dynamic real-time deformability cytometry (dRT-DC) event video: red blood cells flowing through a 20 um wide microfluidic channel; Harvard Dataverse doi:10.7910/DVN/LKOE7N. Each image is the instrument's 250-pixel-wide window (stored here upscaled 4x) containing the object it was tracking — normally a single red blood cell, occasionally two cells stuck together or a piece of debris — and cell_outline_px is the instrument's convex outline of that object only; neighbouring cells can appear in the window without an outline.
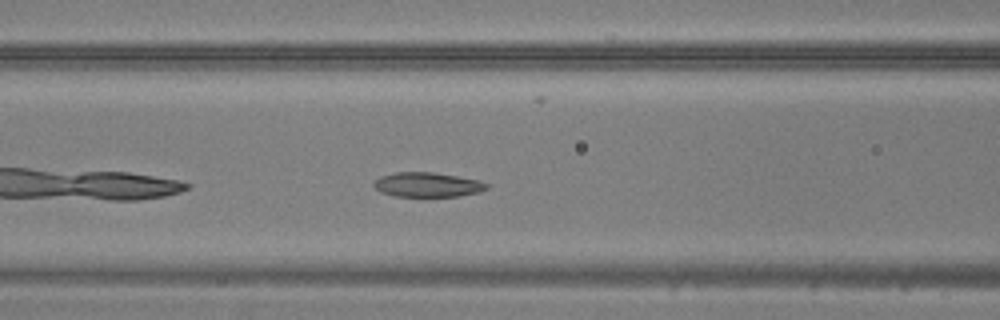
{"species": "common noctule bat (a hibernating species)", "species_latin": "Nyctalus noctula", "temperature_condition": "warm", "stored_images_in_passage": 12, "camera_frame_rate_fps": 3000, "um_per_image_px": 0.085, "animal": {"sex": "male", "body_mass_g": 20.5, "forearm_length_mm": 52.5}, "frame": {"image": 1, "passage_image": 7, "time_ms": 2.0, "image_size_px": [1000, 320], "cell_outline_px": [[488, 188], [480, 192], [460, 196], [396, 196], [380, 192], [372, 184], [380, 176], [396, 172], [432, 172], [480, 180], [488, 184]], "centroid_in_image_um": [36.35, 15.7], "position_along_channel_um": 130.3, "area_um2": 16.13}}
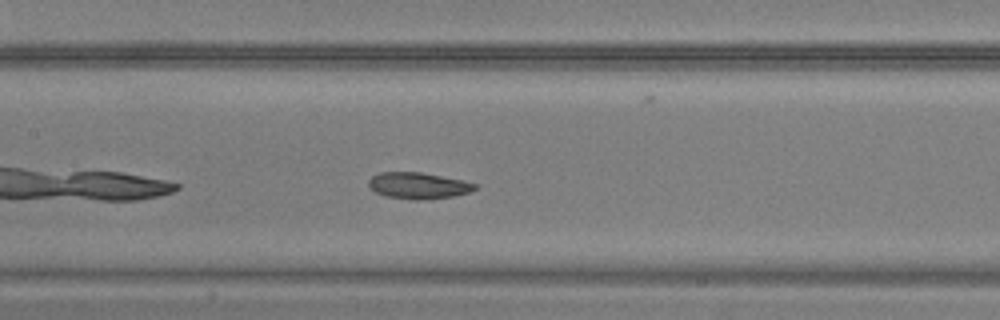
{"frame": {"image": 2, "passage_image": 10, "time_ms": 3.0, "image_size_px": [1000, 320], "cell_outline_px": [[476, 188], [468, 192], [456, 196], [424, 200], [412, 200], [384, 196], [376, 192], [368, 184], [368, 180], [372, 176], [380, 172], [420, 172], [464, 180], [476, 184]], "centroid_in_image_um": [35.55, 15.78], "position_along_channel_um": 171.9, "area_um2": 16.42}}